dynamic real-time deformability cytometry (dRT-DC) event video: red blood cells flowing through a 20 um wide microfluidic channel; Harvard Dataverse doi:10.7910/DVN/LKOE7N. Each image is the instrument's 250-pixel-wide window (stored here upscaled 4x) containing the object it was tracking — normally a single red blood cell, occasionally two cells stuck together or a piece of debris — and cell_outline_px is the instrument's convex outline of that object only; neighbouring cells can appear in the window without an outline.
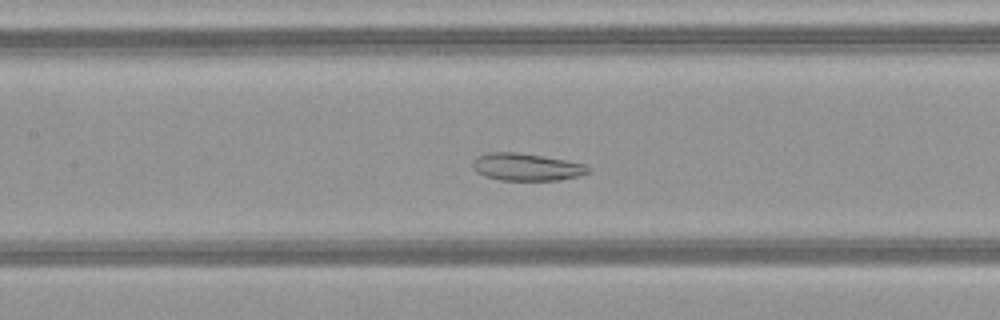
{"species": "common noctule bat (a hibernating species)", "species_latin": "Nyctalus noctula", "temperature_condition": "warm", "stored_images_in_passage": 50, "camera_frame_rate_fps": 3000, "um_per_image_px": 0.085, "animal": {"sex": "female", "body_mass_g": 21.9}, "frame": {"image": 1, "passage_image": 24, "time_ms": 7.667, "image_size_px": [1000, 320], "cell_outline_px": [[588, 172], [576, 176], [556, 180], [500, 180], [484, 176], [476, 172], [472, 168], [472, 160], [476, 156], [488, 152], [516, 152], [564, 160], [584, 164], [588, 168]], "centroid_in_image_um": [44.63, 14.19], "position_along_channel_um": 162.8, "area_um2": 18.21}}
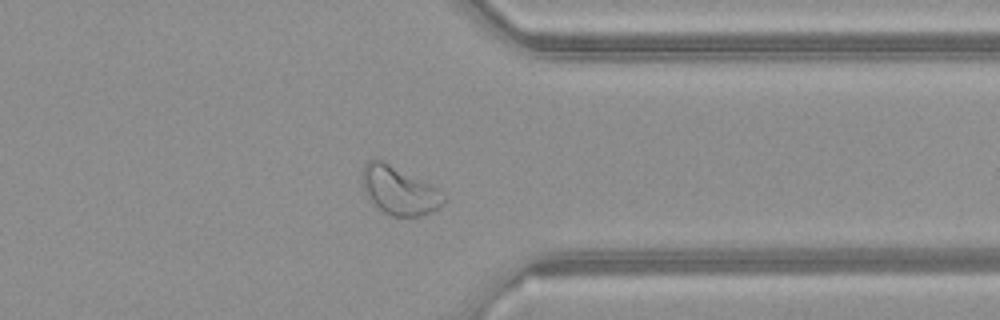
{"frame": {"image": 2, "passage_image": 40, "time_ms": 13.0, "image_size_px": [1000, 320], "cell_outline_px": [[448, 200], [444, 204], [432, 212], [420, 216], [392, 216], [384, 212], [364, 192], [360, 176], [364, 164], [368, 160], [376, 156], [436, 188], [448, 196]], "centroid_in_image_um": [33.92, 16.16], "position_along_channel_um": 377.5, "area_um2": 23.06}}
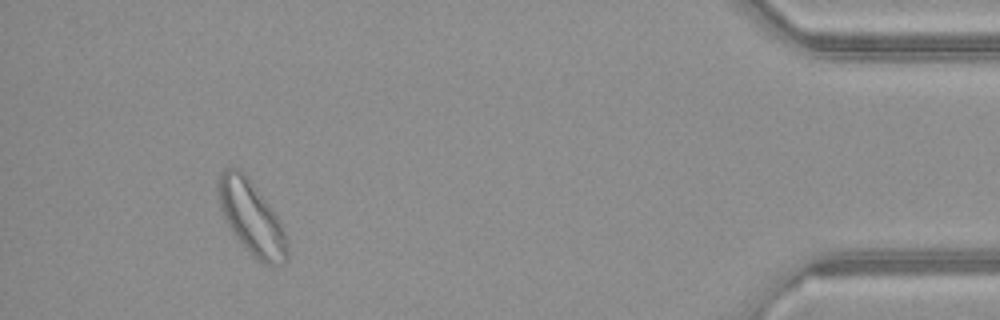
{"frame": {"image": 3, "passage_image": 47, "time_ms": 15.333, "image_size_px": [1000, 320], "cell_outline_px": [[288, 260], [280, 264], [264, 264], [232, 232], [220, 208], [216, 192], [216, 184], [224, 168], [240, 168], [248, 176], [280, 220], [284, 228], [288, 240]], "centroid_in_image_um": [21.39, 18.45], "position_along_channel_um": 413.8, "area_um2": 29.3}, "authors_computed_cell_mechanics": {"area_um2": 26.3857, "velocity_mm_per_s": 4.1059, "shape_relaxation_time_tau1_ms": null, "shape_relaxation_time_tau2_ms": 4.1568, "deformation_change_tau1": null, "deformation_change_tau2": 0.1091}}